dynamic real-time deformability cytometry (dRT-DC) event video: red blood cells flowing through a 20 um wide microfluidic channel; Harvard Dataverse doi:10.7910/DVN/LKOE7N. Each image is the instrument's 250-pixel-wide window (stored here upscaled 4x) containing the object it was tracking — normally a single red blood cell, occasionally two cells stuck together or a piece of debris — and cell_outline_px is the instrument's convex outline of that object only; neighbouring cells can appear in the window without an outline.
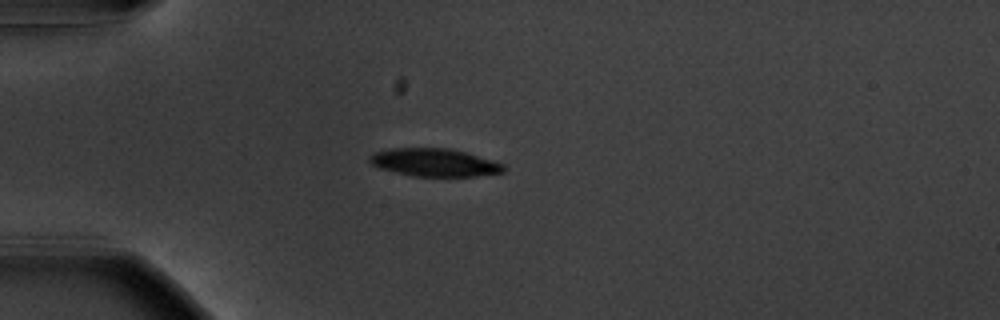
{"species": "common noctule bat (a hibernating species)", "species_latin": "Nyctalus noctula", "temperature_condition": "warm", "stored_images_in_passage": 41, "camera_frame_rate_fps": 3000, "um_per_image_px": 0.085, "animal": {"sex": "male", "body_mass_g": 20.1, "forearm_length_mm": 53.5}, "frame": {"image": 1, "passage_image": 1, "time_ms": 0.0, "image_size_px": [1000, 320], "cell_outline_px": [[508, 168], [504, 172], [476, 176], [412, 176], [380, 168], [372, 164], [368, 160], [368, 156], [376, 152], [392, 148], [448, 148], [464, 152], [492, 160], [504, 164]], "centroid_in_image_um": [36.94, 13.81], "position_along_channel_um": 48.1, "area_um2": 21.68}}
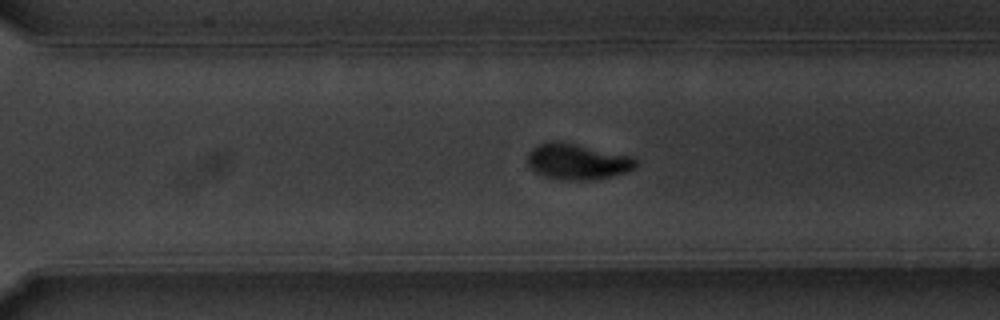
{"frame": {"image": 2, "passage_image": 25, "time_ms": 8.0, "image_size_px": [1000, 320], "cell_outline_px": [[636, 168], [628, 172], [612, 176], [592, 180], [568, 180], [544, 176], [536, 172], [528, 164], [528, 152], [532, 148], [540, 144], [556, 140], [576, 144], [632, 156], [636, 160]], "centroid_in_image_um": [49.1, 13.74], "position_along_channel_um": 321.5, "area_um2": 22.54}}
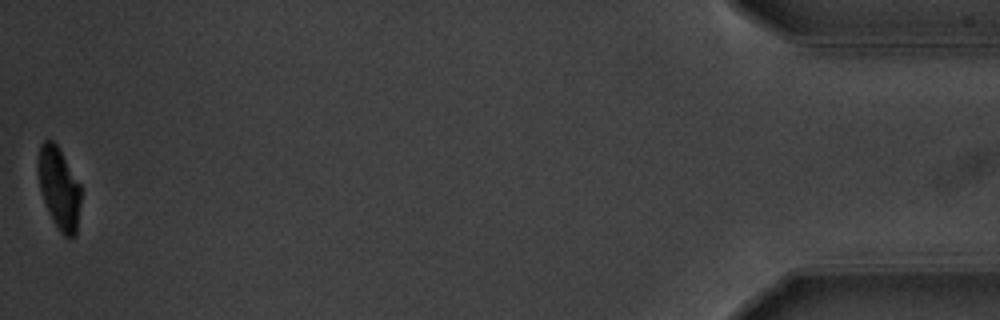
{"frame": {"image": 3, "passage_image": 41, "time_ms": 13.333, "image_size_px": [1000, 320], "cell_outline_px": [[80, 204], [76, 236], [64, 236], [60, 232], [52, 220], [44, 200], [40, 188], [36, 164], [40, 144], [44, 140], [52, 140], [56, 144], [80, 184]], "centroid_in_image_um": [5.0, 15.98], "position_along_channel_um": 430.2, "area_um2": 20.29}, "authors_computed_cell_mechanics": {"area_um2": 22.8888, "velocity_mm_per_s": 3.6663, "shape_relaxation_time_tau1_ms": 2.2597, "shape_relaxation_time_tau2_ms": 4.7781, "deformation_change_tau1": 0.1371, "deformation_change_tau2": 0.0767}}